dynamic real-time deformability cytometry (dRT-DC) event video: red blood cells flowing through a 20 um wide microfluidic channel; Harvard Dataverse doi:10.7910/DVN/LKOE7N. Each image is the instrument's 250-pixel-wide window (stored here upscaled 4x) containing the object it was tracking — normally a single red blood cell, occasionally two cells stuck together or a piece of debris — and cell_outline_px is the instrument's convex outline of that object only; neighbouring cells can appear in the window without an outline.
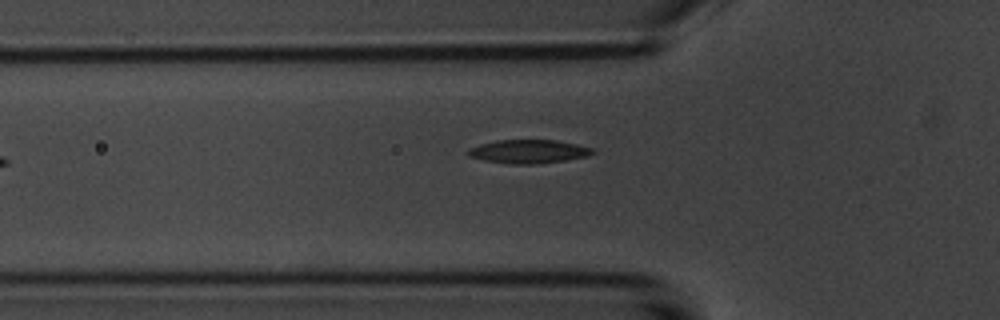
{"species": "common noctule bat (a hibernating species)", "species_latin": "Nyctalus noctula", "temperature_condition": "room temperature", "stored_images_in_passage": 38, "camera_frame_rate_fps": 3000, "um_per_image_px": 0.085, "animal": {"sex": "male", "body_mass_g": 20.1, "forearm_length_mm": 53.5}, "frame": {"image": 1, "passage_image": 5, "time_ms": 1.333, "image_size_px": [1000, 320], "cell_outline_px": [[596, 152], [588, 156], [564, 160], [536, 164], [512, 164], [484, 160], [468, 156], [468, 148], [480, 144], [496, 140], [556, 140], [576, 144], [592, 148]], "centroid_in_image_um": [44.92, 12.87], "position_along_channel_um": 80.9, "area_um2": 17.05}}
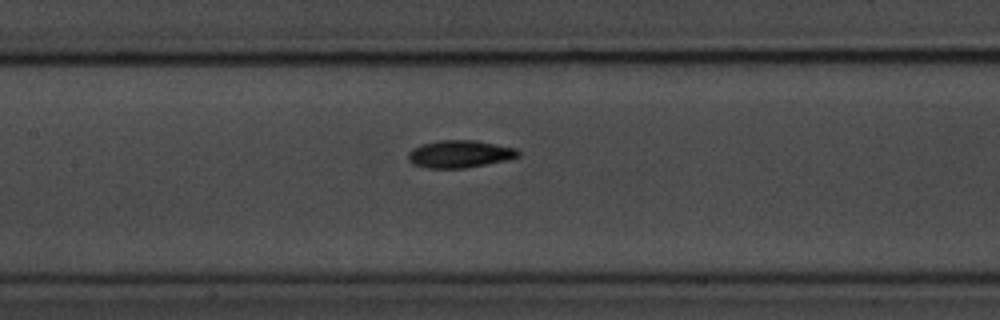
{"frame": {"image": 2, "passage_image": 12, "time_ms": 3.667, "image_size_px": [1000, 320], "cell_outline_px": [[520, 156], [508, 160], [468, 168], [428, 168], [412, 164], [408, 160], [408, 152], [412, 148], [420, 144], [440, 140], [472, 140], [516, 148], [520, 152]], "centroid_in_image_um": [39.06, 13.1], "position_along_channel_um": 168.3, "area_um2": 17.74}}
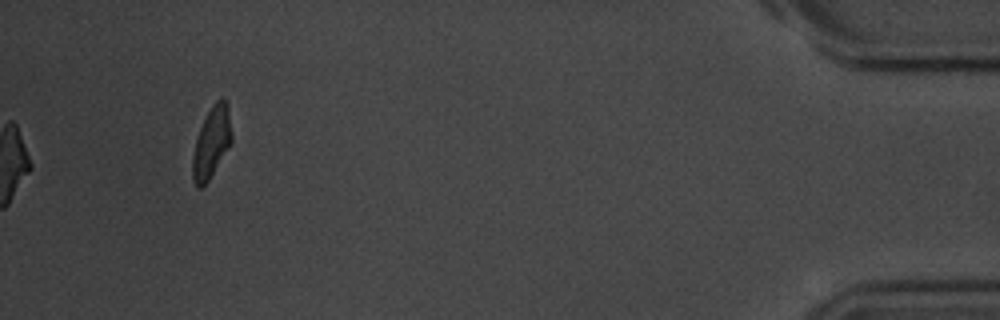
{"frame": {"image": 3, "passage_image": 38, "time_ms": 12.333, "image_size_px": [1000, 320], "cell_outline_px": [[232, 144], [208, 180], [200, 188], [196, 188], [192, 176], [192, 156], [196, 140], [200, 128], [212, 104], [220, 96], [224, 96], [228, 104], [232, 136]], "centroid_in_image_um": [18.0, 12.07], "position_along_channel_um": 417.2, "area_um2": 16.3}, "authors_computed_cell_mechanics": {"area_um2": 17.1955, "velocity_mm_per_s": 3.701, "shape_relaxation_time_tau1_ms": 2.3189, "shape_relaxation_time_tau2_ms": 3.0566, "deformation_change_tau1": 0.1165, "deformation_change_tau2": 0.081}}